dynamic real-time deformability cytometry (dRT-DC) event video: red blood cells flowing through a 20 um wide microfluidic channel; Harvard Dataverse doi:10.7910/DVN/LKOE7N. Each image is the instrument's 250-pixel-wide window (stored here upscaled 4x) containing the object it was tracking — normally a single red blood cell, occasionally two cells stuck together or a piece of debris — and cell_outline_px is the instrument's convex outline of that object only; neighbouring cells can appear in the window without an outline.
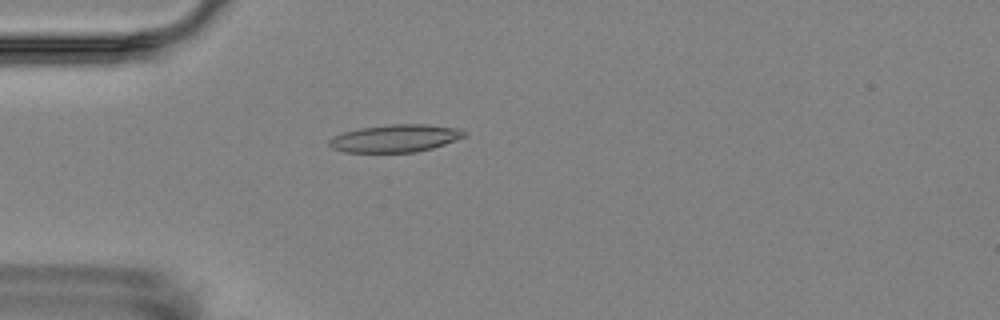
{"species": "Egyptian fruit bat (a non-hibernating species)", "species_latin": "Rousettus aegyptiacus", "temperature_condition": "room temperature", "stored_images_in_passage": 3, "camera_frame_rate_fps": 3000, "um_per_image_px": 0.085, "animal": {"sex": "female"}, "frame": {"image": 1, "passage_image": 3, "time_ms": 2.333, "image_size_px": [1000, 320], "cell_outline_px": [[468, 132], [464, 136], [456, 140], [432, 148], [416, 152], [344, 152], [332, 148], [328, 144], [328, 140], [332, 136], [344, 132], [360, 128], [388, 124], [428, 124], [460, 128]], "centroid_in_image_um": [33.6, 11.75], "position_along_channel_um": 51.4, "area_um2": 21.85}}